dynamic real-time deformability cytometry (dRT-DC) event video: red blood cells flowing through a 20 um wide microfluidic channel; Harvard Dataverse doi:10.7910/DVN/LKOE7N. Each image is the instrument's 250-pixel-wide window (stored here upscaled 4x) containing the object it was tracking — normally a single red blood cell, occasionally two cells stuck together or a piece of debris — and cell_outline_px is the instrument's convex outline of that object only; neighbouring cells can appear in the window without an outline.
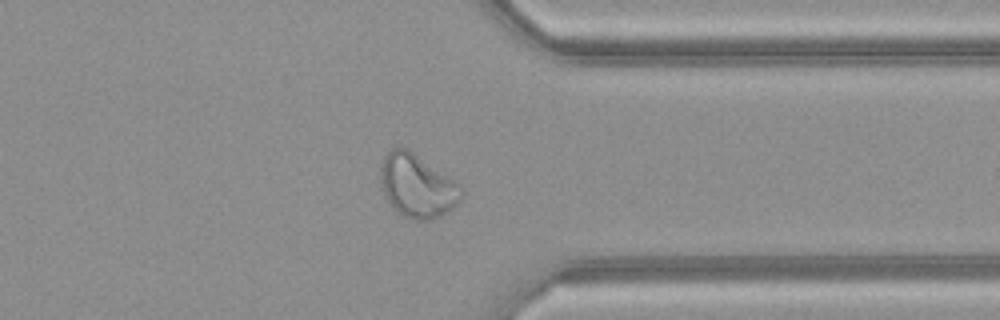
{"species": "common noctule bat (a hibernating species)", "species_latin": "Nyctalus noctula", "temperature_condition": "warm", "stored_images_in_passage": 40, "camera_frame_rate_fps": 3000, "um_per_image_px": 0.085, "animal": {"sex": "female", "body_mass_g": 21.9}, "frame": {"image": 1, "passage_image": 29, "time_ms": 9.333, "image_size_px": [1000, 320], "cell_outline_px": [[464, 192], [460, 200], [448, 212], [440, 216], [428, 220], [416, 220], [404, 216], [388, 204], [380, 188], [380, 168], [384, 156], [392, 148], [400, 144], [408, 148], [460, 184]], "centroid_in_image_um": [35.43, 15.78], "position_along_channel_um": 376.0, "area_um2": 30.23}, "authors_computed_cell_mechanics": {"area_um2": 29.7959, "velocity_mm_per_s": 4.1591, "shape_relaxation_time_tau1_ms": null, "shape_relaxation_time_tau2_ms": 0.9529, "deformation_change_tau1": null, "deformation_change_tau2": 0.0779}}